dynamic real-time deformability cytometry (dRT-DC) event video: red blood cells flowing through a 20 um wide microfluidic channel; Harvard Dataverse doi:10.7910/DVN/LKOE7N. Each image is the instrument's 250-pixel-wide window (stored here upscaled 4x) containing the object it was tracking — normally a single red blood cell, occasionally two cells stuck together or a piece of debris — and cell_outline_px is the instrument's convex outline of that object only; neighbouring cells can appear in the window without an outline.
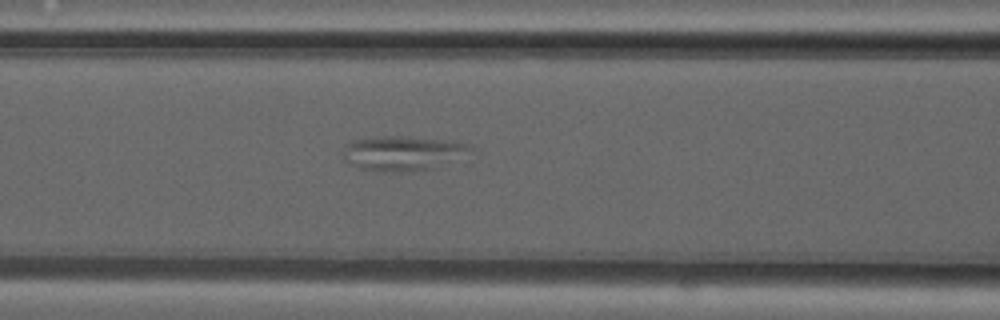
{"species": "common noctule bat (a hibernating species)", "species_latin": "Nyctalus noctula", "temperature_condition": "warm", "stored_images_in_passage": 46, "segment_of_instrument_passage": [2, 2], "camera_frame_rate_fps": 3000, "um_per_image_px": 0.085, "animal": {"sex": "male", "forearm_length_mm": 52.5}, "frame": {"image": 1, "passage_image": 22, "time_ms": 7.0, "image_size_px": [1000, 320], "cell_outline_px": [[472, 164], [408, 172], [392, 172], [360, 168], [344, 160], [344, 144], [352, 140], [384, 136], [404, 136], [444, 140], [468, 144], [472, 148]], "centroid_in_image_um": [34.53, 13.07], "position_along_channel_um": 132.1, "area_um2": 27.34}}
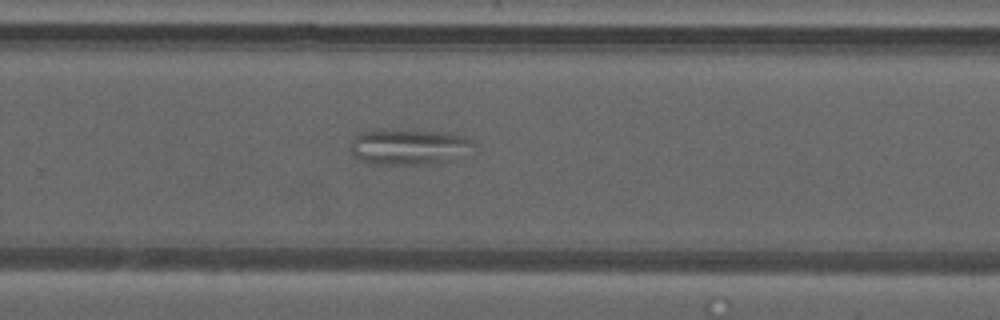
{"frame": {"image": 2, "passage_image": 34, "time_ms": 11.0, "image_size_px": [1000, 320], "cell_outline_px": [[476, 144], [448, 160], [416, 164], [372, 164], [360, 160], [352, 156], [348, 148], [356, 136], [360, 132], [384, 128], [444, 132], [464, 136], [472, 140]], "centroid_in_image_um": [34.61, 12.44], "position_along_channel_um": 295.2, "area_um2": 25.49}}
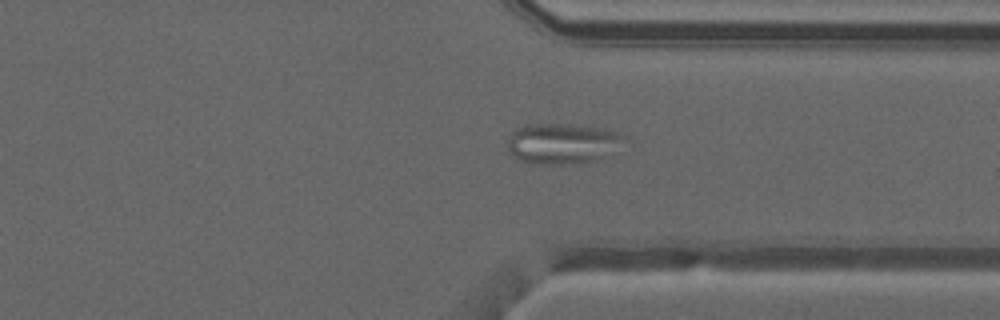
{"frame": {"image": 3, "passage_image": 39, "time_ms": 12.667, "image_size_px": [1000, 320], "cell_outline_px": [[620, 136], [600, 156], [592, 160], [576, 164], [532, 164], [520, 160], [508, 148], [508, 136], [512, 132], [528, 124], [568, 124], [604, 128], [616, 132]], "centroid_in_image_um": [47.59, 12.18], "position_along_channel_um": 363.8, "area_um2": 26.07}}